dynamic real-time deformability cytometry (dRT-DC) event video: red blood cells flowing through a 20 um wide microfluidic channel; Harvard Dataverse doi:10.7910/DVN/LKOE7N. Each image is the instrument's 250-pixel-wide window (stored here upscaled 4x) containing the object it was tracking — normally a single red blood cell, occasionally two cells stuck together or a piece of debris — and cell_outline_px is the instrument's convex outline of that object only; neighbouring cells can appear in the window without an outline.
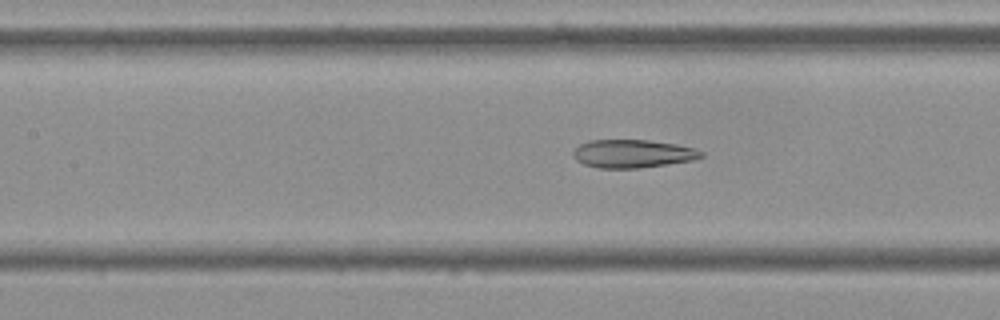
{"species": "Egyptian fruit bat (a non-hibernating species)", "species_latin": "Rousettus aegyptiacus", "temperature_condition": "cold", "stored_images_in_passage": 55, "camera_frame_rate_fps": 3000, "um_per_image_px": 0.085, "frame": {"image": 1, "passage_image": 24, "time_ms": 7.667, "image_size_px": [1000, 320], "cell_outline_px": [[704, 156], [692, 160], [668, 164], [640, 168], [596, 168], [584, 164], [576, 160], [572, 156], [572, 152], [580, 144], [588, 140], [648, 140], [676, 144], [692, 148], [704, 152]], "centroid_in_image_um": [53.75, 13.06], "position_along_channel_um": 153.7, "area_um2": 21.04}}
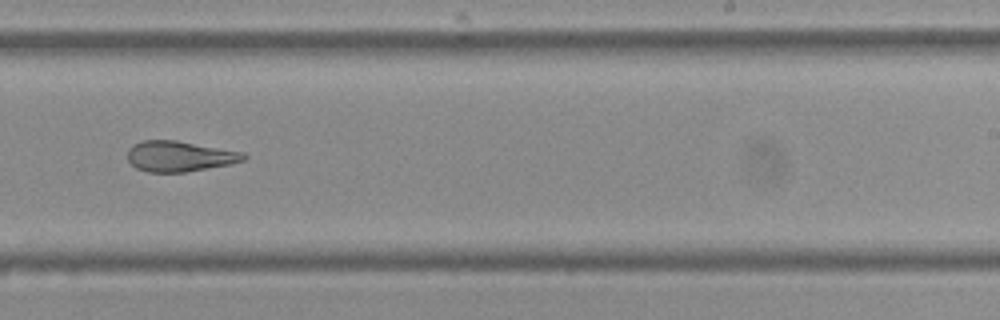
{"frame": {"image": 2, "passage_image": 34, "time_ms": 11.0, "image_size_px": [1000, 320], "cell_outline_px": [[248, 156], [244, 160], [232, 164], [184, 172], [148, 172], [136, 168], [128, 160], [128, 148], [132, 144], [144, 140], [176, 140], [244, 152]], "centroid_in_image_um": [15.27, 13.28], "position_along_channel_um": 273.7, "area_um2": 20.75}}
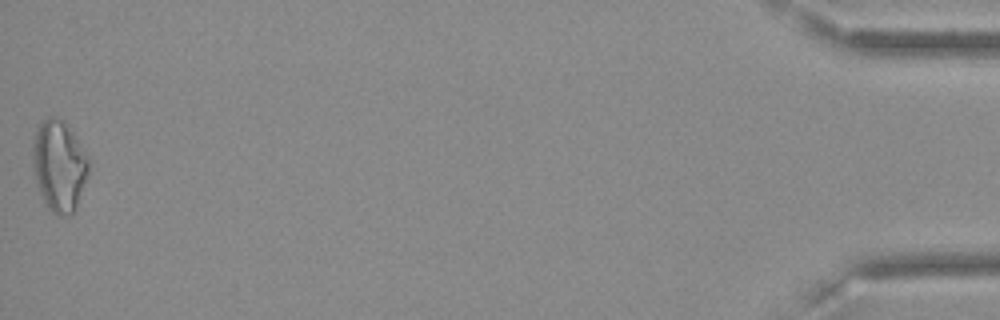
{"frame": {"image": 3, "passage_image": 55, "time_ms": 18.0, "image_size_px": [1000, 320], "cell_outline_px": [[88, 176], [76, 208], [68, 216], [56, 216], [48, 208], [40, 192], [36, 180], [32, 164], [32, 144], [36, 124], [48, 116], [60, 116], [64, 120], [88, 156]], "centroid_in_image_um": [5.0, 14.05], "position_along_channel_um": 430.2, "area_um2": 30.11}, "authors_computed_cell_mechanics": {"area_um2": 23.1778, "velocity_mm_per_s": 3.6146, "shape_relaxation_time_tau1_ms": null, "shape_relaxation_time_tau2_ms": 3.0195, "deformation_change_tau1": null, "deformation_change_tau2": 0.1109}}